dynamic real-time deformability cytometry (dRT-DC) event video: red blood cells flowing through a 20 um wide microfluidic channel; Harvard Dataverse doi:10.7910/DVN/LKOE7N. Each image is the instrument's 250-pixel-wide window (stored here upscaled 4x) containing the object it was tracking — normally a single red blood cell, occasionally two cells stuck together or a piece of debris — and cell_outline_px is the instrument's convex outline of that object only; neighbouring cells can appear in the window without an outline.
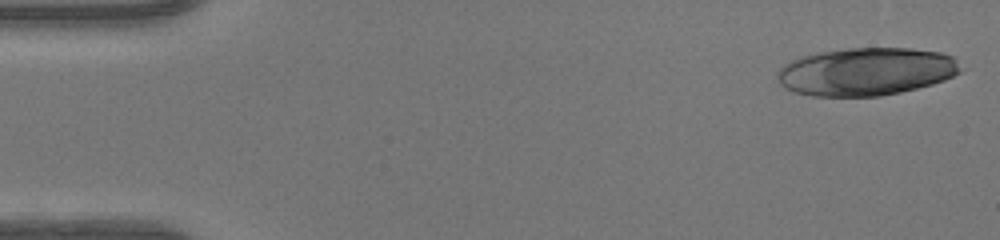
{"species": "human", "species_latin": "Homo sapiens", "temperature_condition": "warm", "stored_images_in_passage": 14, "camera_frame_rate_fps": 3000, "um_per_image_px": 0.085, "donor": {"sex": "female"}, "frame": {"image": 1, "passage_image": 1, "time_ms": 0.0, "image_size_px": [1000, 240], "cell_outline_px": [[968, 68], [944, 80], [932, 84], [900, 92], [880, 96], [812, 96], [792, 92], [784, 88], [780, 84], [776, 72], [784, 64], [800, 56], [820, 52], [848, 48], [912, 48], [940, 52], [952, 56]], "centroid_in_image_um": [73.65, 6.08], "position_along_channel_um": 11.4, "area_um2": 51.62}}
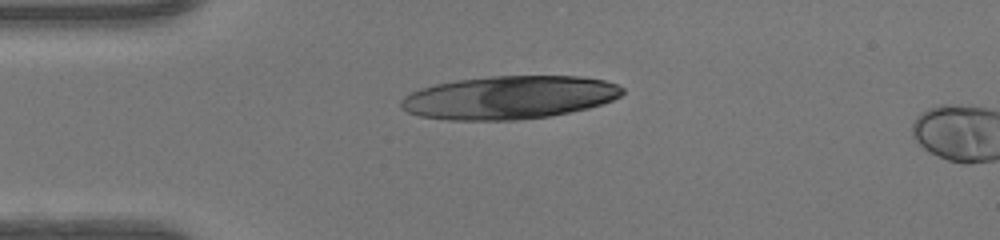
{"frame": {"image": 2, "passage_image": 11, "time_ms": 3.333, "image_size_px": [1000, 240], "cell_outline_px": [[624, 92], [620, 96], [612, 100], [588, 108], [552, 116], [516, 120], [448, 120], [420, 116], [408, 112], [400, 108], [400, 100], [404, 96], [420, 88], [436, 84], [456, 80], [492, 76], [580, 76], [604, 80], [616, 84], [624, 88]], "centroid_in_image_um": [43.27, 8.29], "position_along_channel_um": 41.7, "area_um2": 55.83}}